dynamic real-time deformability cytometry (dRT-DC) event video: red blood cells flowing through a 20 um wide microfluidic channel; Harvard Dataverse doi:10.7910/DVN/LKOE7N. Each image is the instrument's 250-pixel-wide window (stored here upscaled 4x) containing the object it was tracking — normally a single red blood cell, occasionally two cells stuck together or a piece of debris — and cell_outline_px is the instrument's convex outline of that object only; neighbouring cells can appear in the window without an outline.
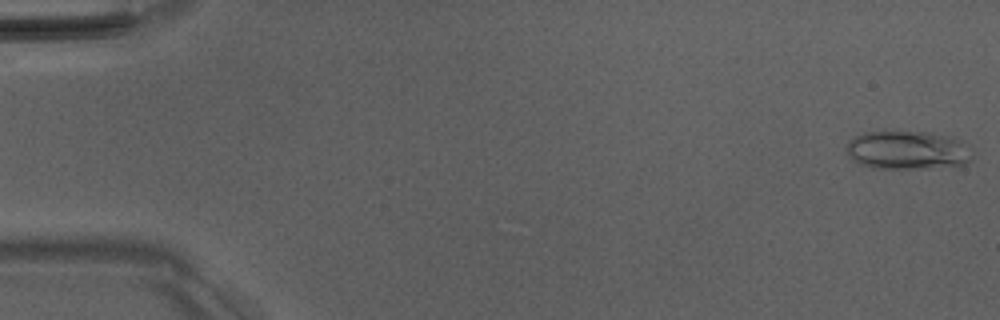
{"species": "Egyptian fruit bat (a non-hibernating species)", "species_latin": "Rousettus aegyptiacus", "temperature_condition": "room temperature", "stored_images_in_passage": 10, "camera_frame_rate_fps": 3000, "um_per_image_px": 0.085, "animal": {"sex": "male"}, "frame": {"image": 1, "passage_image": 1, "time_ms": 0.0, "image_size_px": [1000, 320], "cell_outline_px": [[972, 148], [968, 160], [964, 164], [928, 168], [880, 168], [864, 164], [856, 160], [848, 152], [848, 140], [864, 132], [928, 132], [948, 136]], "centroid_in_image_um": [77.16, 12.75], "position_along_channel_um": 7.8, "area_um2": 27.4}}